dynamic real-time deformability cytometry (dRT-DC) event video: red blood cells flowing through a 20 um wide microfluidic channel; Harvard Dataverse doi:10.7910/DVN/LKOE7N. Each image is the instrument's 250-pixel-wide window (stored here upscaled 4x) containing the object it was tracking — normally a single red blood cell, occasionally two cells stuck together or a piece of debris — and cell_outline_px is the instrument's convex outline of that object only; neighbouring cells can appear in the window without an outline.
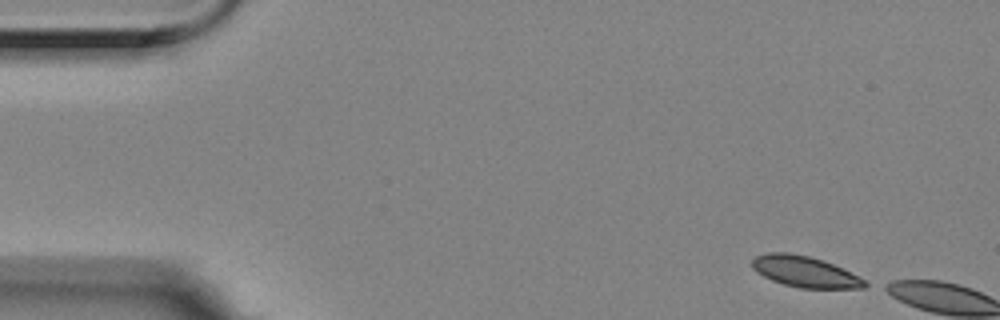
{"species": "Egyptian fruit bat (a non-hibernating species)", "species_latin": "Rousettus aegyptiacus", "temperature_condition": "room temperature", "stored_images_in_passage": 6, "segment_of_instrument_passage": [2, 2], "camera_frame_rate_fps": 3000, "um_per_image_px": 0.085, "animal": {"sex": "female"}, "frame": {"image": 1, "passage_image": 6, "time_ms": 1.667, "image_size_px": [1000, 320], "cell_outline_px": [[872, 284], [864, 288], [800, 288], [784, 284], [772, 280], [756, 272], [752, 268], [752, 260], [756, 256], [768, 252], [788, 252], [808, 256], [824, 260]], "centroid_in_image_um": [68.39, 23.09], "position_along_channel_um": 16.6, "area_um2": 20.17}}